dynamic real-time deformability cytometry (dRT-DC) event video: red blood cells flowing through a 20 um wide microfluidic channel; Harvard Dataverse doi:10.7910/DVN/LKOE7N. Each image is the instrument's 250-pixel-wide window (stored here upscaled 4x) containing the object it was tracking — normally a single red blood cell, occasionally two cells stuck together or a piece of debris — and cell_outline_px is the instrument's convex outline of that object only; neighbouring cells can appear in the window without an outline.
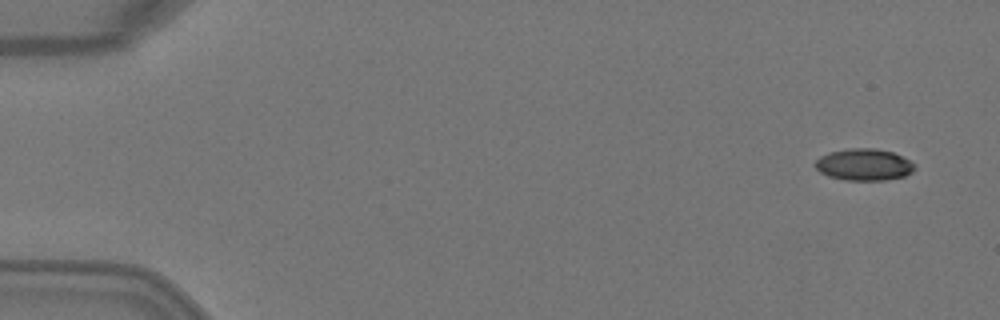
{"species": "Egyptian fruit bat (a non-hibernating species)", "species_latin": "Rousettus aegyptiacus", "temperature_condition": "warm", "stored_images_in_passage": 5, "segment_of_instrument_passage": [2, 2], "camera_frame_rate_fps": 3000, "um_per_image_px": 0.085, "animal": {"sex": "female"}, "frame": {"image": 1, "passage_image": 5, "time_ms": 1.333, "image_size_px": [1000, 320], "cell_outline_px": [[916, 168], [912, 172], [904, 176], [884, 180], [844, 180], [828, 176], [820, 172], [812, 164], [820, 156], [828, 152], [852, 148], [876, 148], [892, 152], [916, 164]], "centroid_in_image_um": [73.41, 13.99], "position_along_channel_um": 11.6, "area_um2": 18.5}}